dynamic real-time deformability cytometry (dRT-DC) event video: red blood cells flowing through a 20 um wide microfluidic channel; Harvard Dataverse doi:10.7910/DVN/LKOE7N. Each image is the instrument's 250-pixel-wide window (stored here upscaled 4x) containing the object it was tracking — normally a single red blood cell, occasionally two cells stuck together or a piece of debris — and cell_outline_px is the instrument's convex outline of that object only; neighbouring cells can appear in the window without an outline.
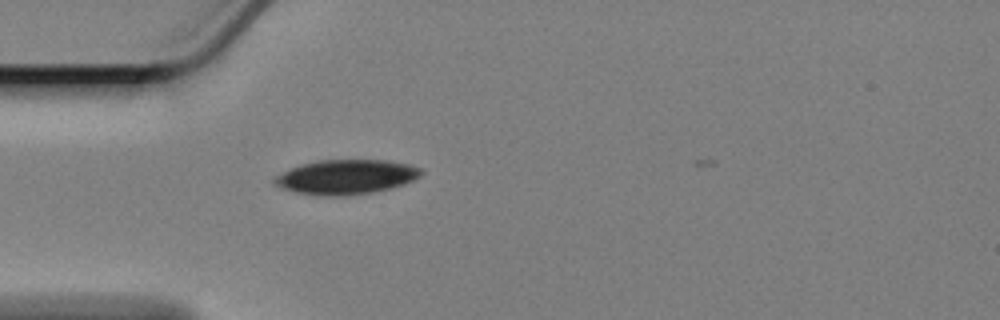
{"species": "Egyptian fruit bat (a non-hibernating species)", "species_latin": "Rousettus aegyptiacus", "temperature_condition": "cold", "stored_images_in_passage": 39, "camera_frame_rate_fps": 3000, "um_per_image_px": 0.085, "animal": {"sex": "female"}, "frame": {"image": 1, "passage_image": 1, "time_ms": 0.0, "image_size_px": [1000, 320], "cell_outline_px": [[424, 172], [420, 176], [404, 184], [372, 192], [348, 196], [328, 196], [296, 192], [280, 188], [272, 184], [272, 180], [276, 176], [300, 164], [316, 160], [388, 160], [408, 164], [420, 168]], "centroid_in_image_um": [29.4, 15.04], "position_along_channel_um": 55.6, "area_um2": 29.54}}
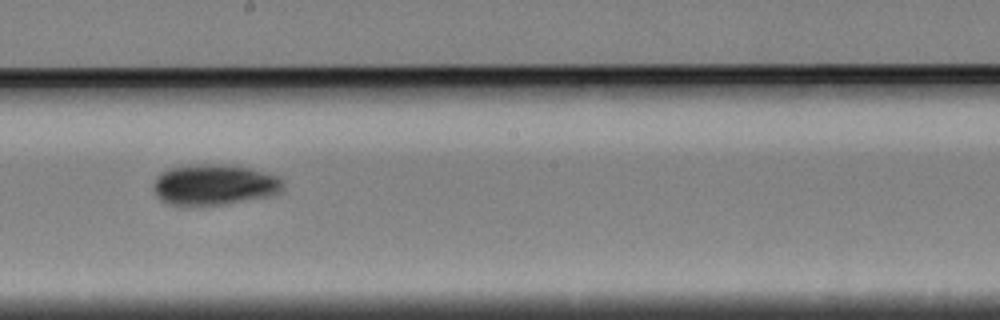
{"frame": {"image": 2, "passage_image": 17, "time_ms": 5.333, "image_size_px": [1000, 320], "cell_outline_px": [[284, 192], [272, 196], [224, 204], [168, 204], [160, 200], [156, 196], [152, 188], [152, 184], [156, 176], [168, 168], [196, 164], [232, 164], [280, 176], [284, 180]], "centroid_in_image_um": [18.25, 15.68], "position_along_channel_um": 229.9, "area_um2": 31.21}}
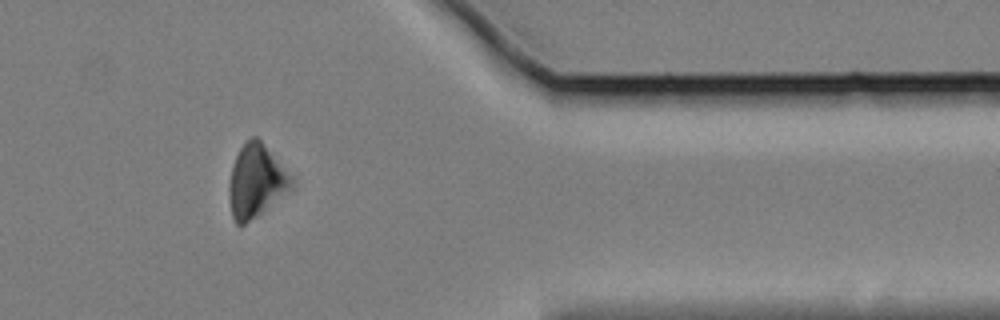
{"frame": {"image": 3, "passage_image": 33, "time_ms": 10.667, "image_size_px": [1000, 320], "cell_outline_px": [[292, 184], [288, 188], [256, 216], [244, 224], [236, 224], [232, 216], [228, 196], [228, 184], [232, 164], [240, 148], [252, 136], [256, 136], [260, 140], [292, 180]], "centroid_in_image_um": [21.65, 15.39], "position_along_channel_um": 389.8, "area_um2": 25.14}, "authors_computed_cell_mechanics": {"area_um2": 29.6514, "velocity_mm_per_s": 3.353, "shape_relaxation_time_tau1_ms": 2.8498, "shape_relaxation_time_tau2_ms": null, "deformation_change_tau1": 0.1005, "deformation_change_tau2": null}}